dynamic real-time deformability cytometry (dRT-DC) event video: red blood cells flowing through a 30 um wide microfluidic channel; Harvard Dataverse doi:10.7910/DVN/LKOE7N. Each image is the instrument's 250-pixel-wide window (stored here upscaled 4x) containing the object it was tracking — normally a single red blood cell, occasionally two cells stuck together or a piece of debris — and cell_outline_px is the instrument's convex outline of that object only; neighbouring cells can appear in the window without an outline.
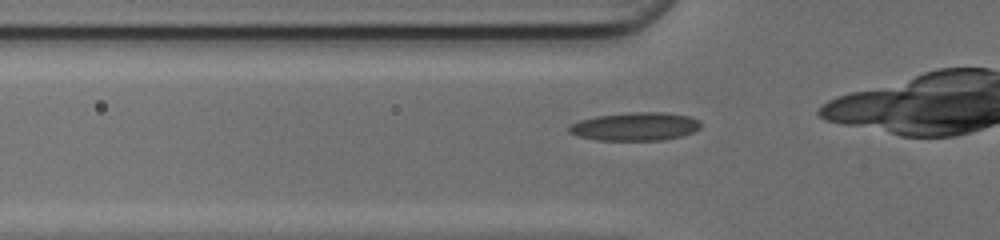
{"species": "common noctule bat (a hibernating species)", "species_latin": "Nyctalus noctula", "temperature_condition": "cold", "stored_images_in_passage": 32, "camera_frame_rate_fps": 3000, "um_per_image_px": 0.085, "animal": {"sex": "female", "body_mass_g": 17.0, "forearm_length_mm": 48.0}, "frame": {"image": 1, "passage_image": 10, "time_ms": 3.0, "image_size_px": [1000, 240], "cell_outline_px": [[700, 128], [692, 132], [680, 136], [664, 140], [596, 140], [576, 136], [568, 132], [568, 124], [580, 120], [596, 116], [632, 112], [664, 112], [688, 116], [700, 120]], "centroid_in_image_um": [53.95, 10.75], "position_along_channel_um": 71.9, "area_um2": 21.79}}
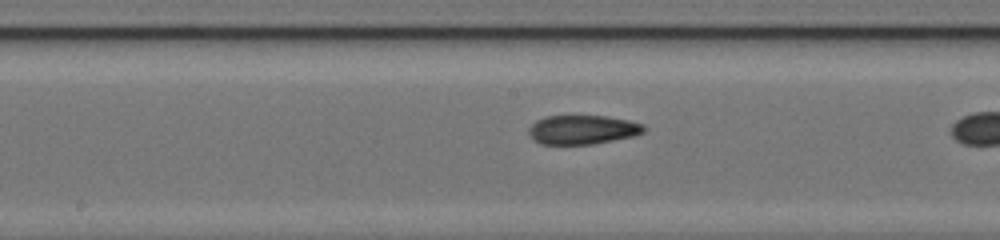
{"frame": {"image": 2, "passage_image": 19, "time_ms": 6.0, "image_size_px": [1000, 240], "cell_outline_px": [[644, 132], [632, 136], [592, 144], [540, 144], [532, 140], [528, 132], [528, 128], [536, 120], [544, 116], [608, 116], [628, 120], [644, 124]], "centroid_in_image_um": [49.47, 11.02], "position_along_channel_um": 198.7, "area_um2": 19.54}}
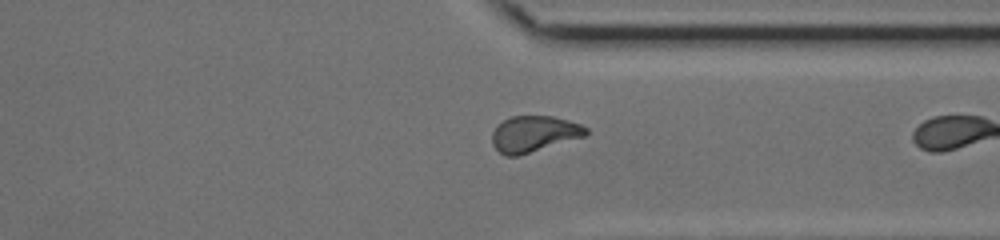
{"frame": {"image": 3, "passage_image": 31, "time_ms": 10.0, "image_size_px": [1000, 240], "cell_outline_px": [[588, 132], [584, 136], [516, 156], [508, 156], [500, 152], [492, 144], [492, 132], [504, 120], [512, 116], [552, 116], [568, 120], [580, 124], [588, 128]], "centroid_in_image_um": [45.39, 11.37], "position_along_channel_um": 366.0, "area_um2": 19.31}}